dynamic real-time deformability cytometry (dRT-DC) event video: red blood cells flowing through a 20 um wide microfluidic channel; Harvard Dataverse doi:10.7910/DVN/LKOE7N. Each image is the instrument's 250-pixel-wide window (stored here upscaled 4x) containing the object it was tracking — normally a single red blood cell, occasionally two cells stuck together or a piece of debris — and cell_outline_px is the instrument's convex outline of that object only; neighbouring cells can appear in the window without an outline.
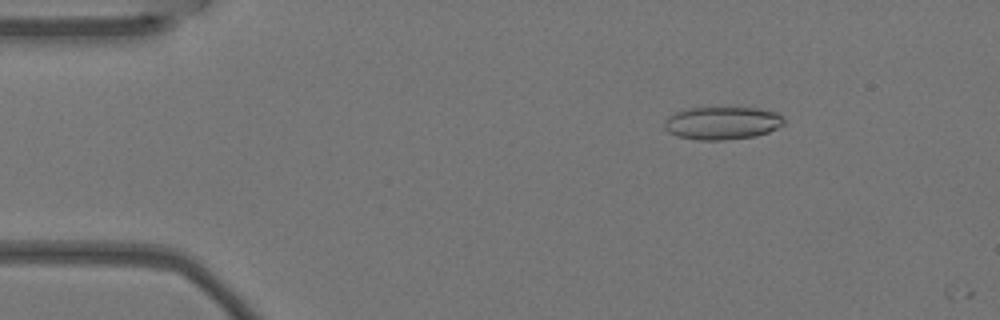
{"species": "Egyptian fruit bat (a non-hibernating species)", "species_latin": "Rousettus aegyptiacus", "temperature_condition": "warm", "stored_images_in_passage": 3, "camera_frame_rate_fps": 3000, "um_per_image_px": 0.085, "animal": {"sex": "female"}, "frame": {"image": 1, "passage_image": 2, "time_ms": 0.333, "image_size_px": [1000, 320], "cell_outline_px": [[784, 124], [768, 132], [756, 136], [724, 140], [700, 140], [676, 136], [668, 132], [664, 128], [664, 124], [668, 116], [676, 112], [688, 108], [760, 108], [776, 112], [784, 116]], "centroid_in_image_um": [61.4, 10.46], "position_along_channel_um": 23.6, "area_um2": 22.95}}